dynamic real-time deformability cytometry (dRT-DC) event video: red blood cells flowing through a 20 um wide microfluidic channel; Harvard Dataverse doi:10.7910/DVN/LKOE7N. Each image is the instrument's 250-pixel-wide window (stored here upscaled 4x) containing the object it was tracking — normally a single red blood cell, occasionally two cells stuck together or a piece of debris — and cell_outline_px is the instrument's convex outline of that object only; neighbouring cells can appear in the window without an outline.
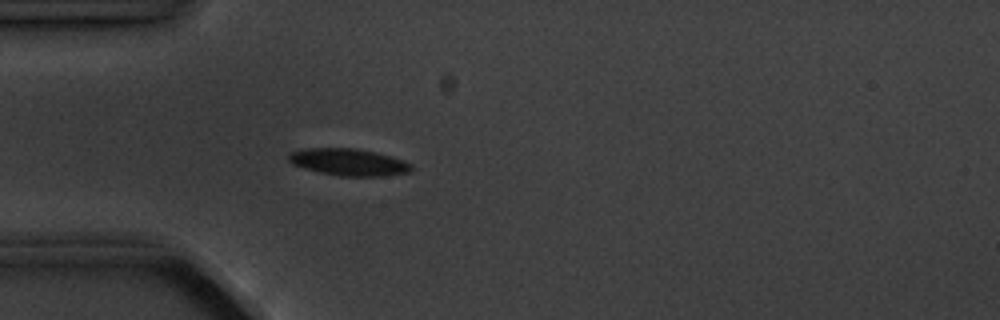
{"species": "common noctule bat (a hibernating species)", "species_latin": "Nyctalus noctula", "temperature_condition": "cold", "stored_images_in_passage": 4, "camera_frame_rate_fps": 3000, "um_per_image_px": 0.085, "animal": {"sex": "male", "body_mass_g": 20.1, "forearm_length_mm": 53.5}, "frame": {"image": 1, "passage_image": 4, "time_ms": 3.667, "image_size_px": [1000, 320], "cell_outline_px": [[412, 172], [384, 176], [340, 176], [320, 172], [304, 168], [292, 164], [288, 160], [288, 156], [292, 152], [304, 148], [356, 148], [392, 156], [404, 160], [412, 164]], "centroid_in_image_um": [29.67, 13.78], "position_along_channel_um": 55.3, "area_um2": 19.36}}